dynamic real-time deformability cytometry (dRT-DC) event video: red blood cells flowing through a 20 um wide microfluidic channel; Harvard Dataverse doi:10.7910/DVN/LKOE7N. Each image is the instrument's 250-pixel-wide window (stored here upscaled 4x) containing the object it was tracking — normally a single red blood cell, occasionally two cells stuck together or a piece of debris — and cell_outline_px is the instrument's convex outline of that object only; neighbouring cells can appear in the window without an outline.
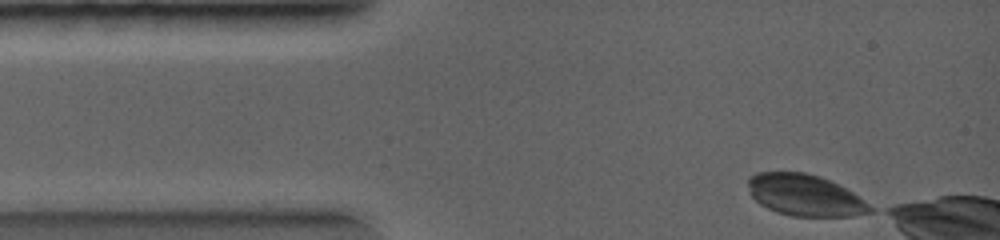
{"species": "common noctule bat (a hibernating species)", "species_latin": "Nyctalus noctula", "temperature_condition": "warm", "stored_images_in_passage": 19, "camera_frame_rate_fps": 5000, "um_per_image_px": 0.085, "animal": {"sex": "female", "body_mass_g": 19.0, "forearm_length_mm": 56.7}, "frame": {"image": 1, "passage_image": 1, "time_ms": 0.0, "image_size_px": [1000, 240], "cell_outline_px": [[872, 212], [852, 216], [792, 216], [776, 212], [760, 204], [752, 196], [748, 184], [748, 180], [752, 176], [760, 172], [804, 172], [820, 176], [844, 188], [856, 196], [872, 208]], "centroid_in_image_um": [68.38, 16.6], "position_along_channel_um": 16.6, "area_um2": 28.84}}
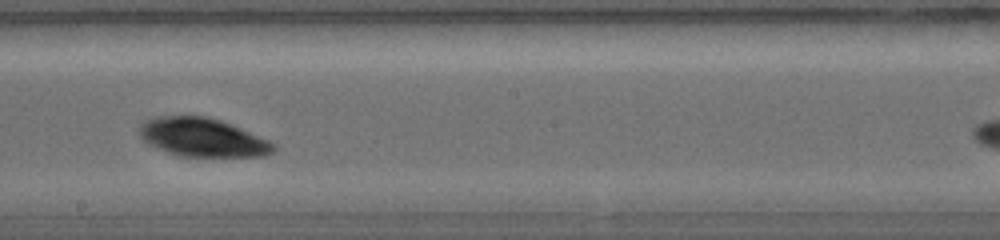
{"frame": {"image": 2, "passage_image": 11, "time_ms": 4.4, "image_size_px": [1000, 240], "cell_outline_px": [[276, 148], [272, 152], [264, 156], [180, 156], [168, 152], [148, 144], [140, 136], [140, 124], [156, 116], [208, 116], [220, 120], [268, 140]], "centroid_in_image_um": [17.19, 11.68], "position_along_channel_um": 231.0, "area_um2": 29.65}}